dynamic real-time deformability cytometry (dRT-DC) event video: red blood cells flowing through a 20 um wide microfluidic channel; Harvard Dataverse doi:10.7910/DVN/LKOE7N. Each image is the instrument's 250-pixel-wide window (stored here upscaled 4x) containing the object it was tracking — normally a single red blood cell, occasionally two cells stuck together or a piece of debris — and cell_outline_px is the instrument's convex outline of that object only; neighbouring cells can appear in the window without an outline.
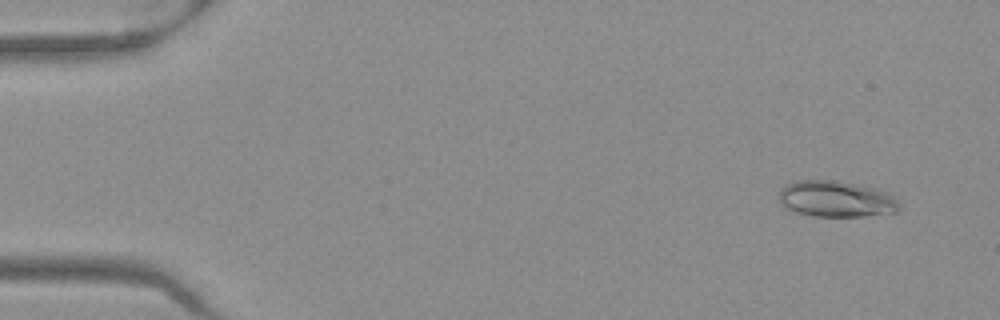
{"species": "Egyptian fruit bat (a non-hibernating species)", "species_latin": "Rousettus aegyptiacus", "temperature_condition": "warm", "stored_images_in_passage": 53, "segment_of_instrument_passage": [1, 2], "camera_frame_rate_fps": 3000, "um_per_image_px": 0.085, "frame": {"image": 1, "passage_image": 4, "time_ms": 1.0, "image_size_px": [1000, 320], "cell_outline_px": [[900, 208], [896, 212], [864, 216], [812, 216], [796, 212], [780, 204], [780, 188], [784, 184], [796, 180], [832, 180], [880, 188], [892, 196], [900, 204]], "centroid_in_image_um": [71.06, 16.9], "position_along_channel_um": 13.9, "area_um2": 25.49}}
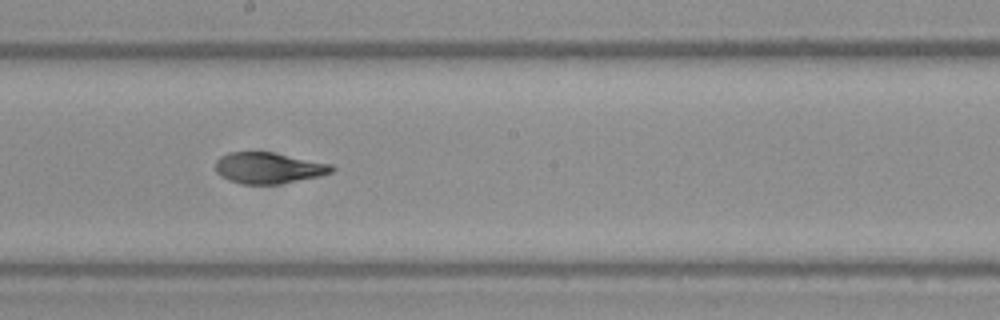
{"frame": {"image": 2, "passage_image": 29, "time_ms": 9.333, "image_size_px": [1000, 320], "cell_outline_px": [[336, 168], [332, 172], [320, 176], [280, 184], [240, 184], [228, 180], [220, 176], [216, 172], [216, 160], [220, 156], [228, 152], [272, 152], [332, 164]], "centroid_in_image_um": [22.82, 14.28], "position_along_channel_um": 225.4, "area_um2": 21.21}}
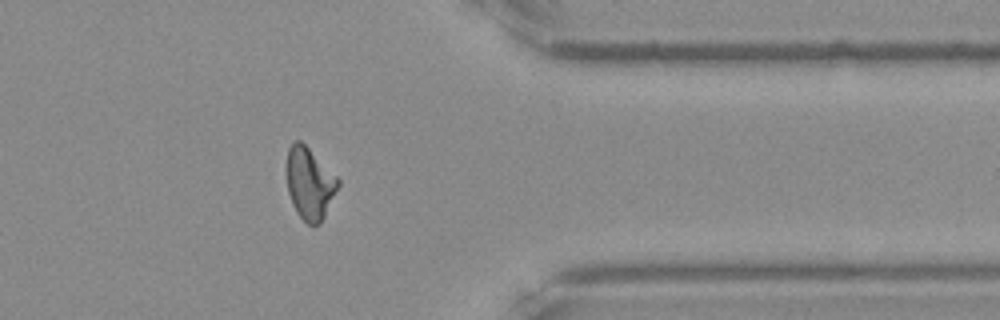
{"frame": {"image": 3, "passage_image": 42, "time_ms": 13.667, "image_size_px": [1000, 320], "cell_outline_px": [[340, 184], [320, 224], [308, 224], [296, 212], [292, 204], [288, 192], [284, 168], [288, 148], [296, 140], [300, 140], [340, 180]], "centroid_in_image_um": [26.27, 15.58], "position_along_channel_um": 385.1, "area_um2": 21.56}}